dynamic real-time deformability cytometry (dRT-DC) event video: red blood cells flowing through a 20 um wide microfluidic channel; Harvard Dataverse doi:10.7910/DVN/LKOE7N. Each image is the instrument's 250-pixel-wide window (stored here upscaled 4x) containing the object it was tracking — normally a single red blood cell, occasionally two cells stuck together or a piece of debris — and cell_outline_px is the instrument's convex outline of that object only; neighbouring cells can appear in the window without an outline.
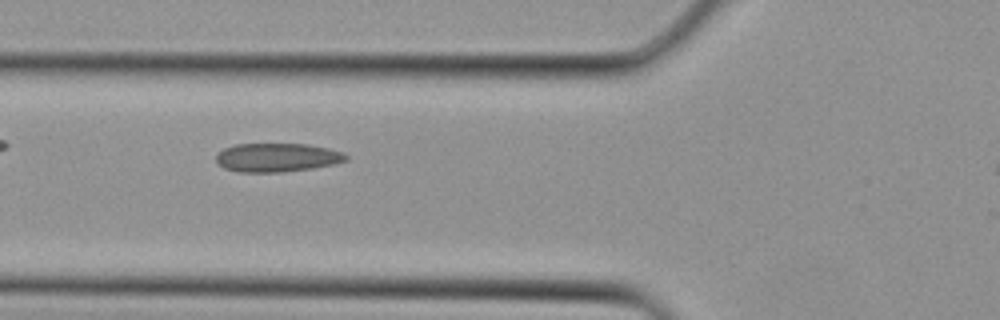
{"species": "Egyptian fruit bat (a non-hibernating species)", "species_latin": "Rousettus aegyptiacus", "temperature_condition": "cold", "stored_images_in_passage": 3, "camera_frame_rate_fps": 3000, "um_per_image_px": 0.085, "animal": {"sex": "female"}, "frame": {"image": 1, "passage_image": 3, "time_ms": 0.667, "image_size_px": [1000, 320], "cell_outline_px": [[348, 160], [332, 164], [312, 168], [284, 172], [240, 172], [224, 168], [216, 160], [216, 152], [224, 148], [236, 144], [304, 144], [328, 148], [340, 152], [348, 156]], "centroid_in_image_um": [23.51, 13.39], "position_along_channel_um": 102.3, "area_um2": 21.62}}